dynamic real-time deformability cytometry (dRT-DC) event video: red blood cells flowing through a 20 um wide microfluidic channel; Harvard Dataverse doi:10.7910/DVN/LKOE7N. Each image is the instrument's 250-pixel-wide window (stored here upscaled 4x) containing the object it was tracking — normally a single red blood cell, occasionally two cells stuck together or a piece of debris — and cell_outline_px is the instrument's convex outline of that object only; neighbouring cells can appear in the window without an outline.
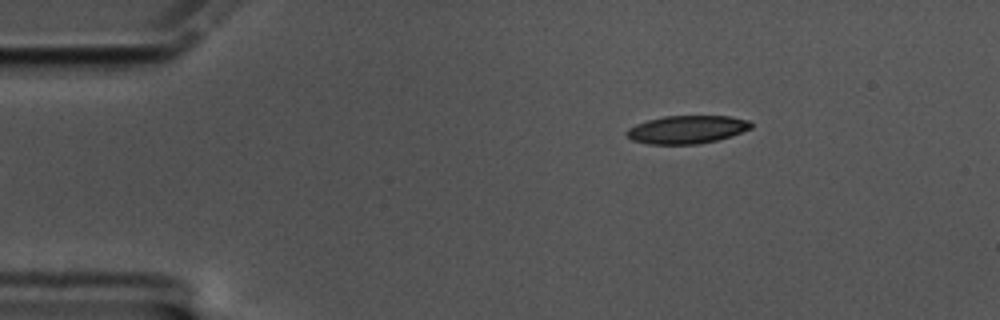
{"species": "common noctule bat (a hibernating species)", "species_latin": "Nyctalus noctula", "temperature_condition": "cold", "stored_images_in_passage": 52, "camera_frame_rate_fps": 3000, "um_per_image_px": 0.085, "animal": {"sex": "male", "body_mass_g": 17.5, "forearm_length_mm": 52.3}, "frame": {"image": 1, "passage_image": 2, "time_ms": 0.333, "image_size_px": [1000, 320], "cell_outline_px": [[752, 128], [732, 136], [716, 140], [696, 144], [648, 144], [632, 140], [628, 136], [628, 128], [636, 124], [648, 120], [664, 116], [728, 116], [748, 120], [752, 124]], "centroid_in_image_um": [58.41, 11.01], "position_along_channel_um": 26.6, "area_um2": 20.17}}
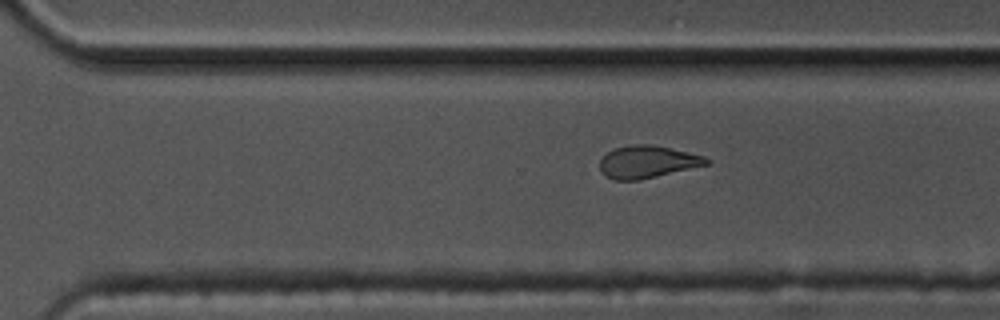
{"frame": {"image": 2, "passage_image": 33, "time_ms": 10.667, "image_size_px": [1000, 320], "cell_outline_px": [[708, 164], [640, 180], [612, 180], [600, 172], [600, 160], [608, 152], [616, 148], [632, 144], [648, 144], [668, 148], [704, 156], [708, 160]], "centroid_in_image_um": [54.97, 13.77], "position_along_channel_um": 315.6, "area_um2": 19.77}}
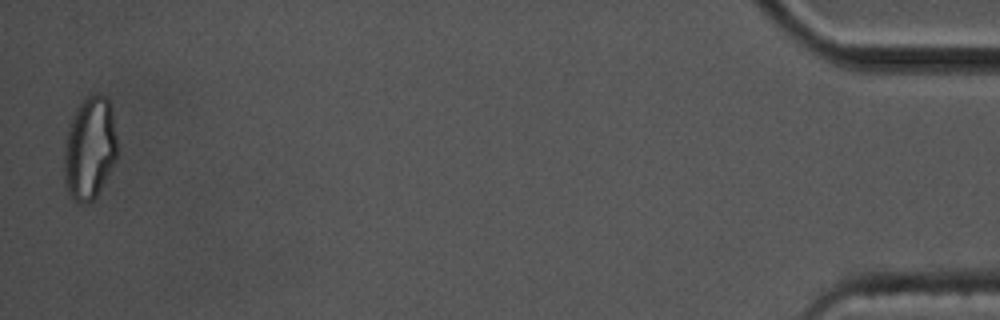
{"frame": {"image": 3, "passage_image": 51, "time_ms": 16.667, "image_size_px": [1000, 320], "cell_outline_px": [[116, 160], [96, 196], [88, 204], [80, 204], [72, 196], [64, 180], [64, 144], [76, 108], [88, 96], [96, 92], [104, 96], [108, 100], [112, 116], [116, 136]], "centroid_in_image_um": [7.62, 12.62], "position_along_channel_um": 427.6, "area_um2": 31.27}, "authors_computed_cell_mechanics": {"area_um2": 21.2415, "velocity_mm_per_s": 3.3914, "shape_relaxation_time_tau1_ms": 4.3051, "shape_relaxation_time_tau2_ms": 3.068, "deformation_change_tau1": 0.1618, "deformation_change_tau2": 0.1118}}